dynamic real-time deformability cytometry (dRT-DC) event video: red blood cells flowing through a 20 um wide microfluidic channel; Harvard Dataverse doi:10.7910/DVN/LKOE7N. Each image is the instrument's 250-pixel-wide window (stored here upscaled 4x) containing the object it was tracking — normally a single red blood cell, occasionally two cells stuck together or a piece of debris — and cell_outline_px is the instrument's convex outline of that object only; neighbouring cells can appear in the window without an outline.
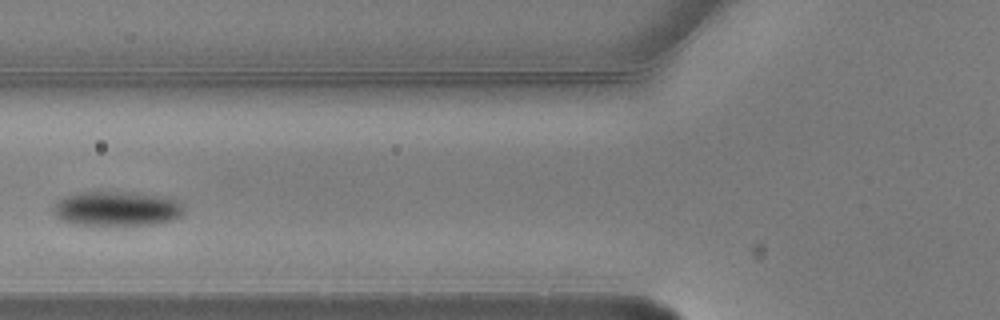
{"species": "common noctule bat (a hibernating species)", "species_latin": "Nyctalus noctula", "temperature_condition": "warm", "stored_images_in_passage": 8, "camera_frame_rate_fps": 3000, "um_per_image_px": 0.085, "animal": {"sex": "male", "body_mass_g": 20.5, "forearm_length_mm": 52.5}, "frame": {"image": 1, "passage_image": 3, "time_ms": 0.667, "image_size_px": [1000, 320], "cell_outline_px": [[184, 212], [180, 216], [172, 220], [156, 224], [108, 228], [92, 228], [72, 224], [56, 216], [52, 208], [64, 196], [76, 192], [132, 192], [168, 196], [180, 200], [184, 208]], "centroid_in_image_um": [9.95, 17.78], "position_along_channel_um": 115.8, "area_um2": 27.86}}
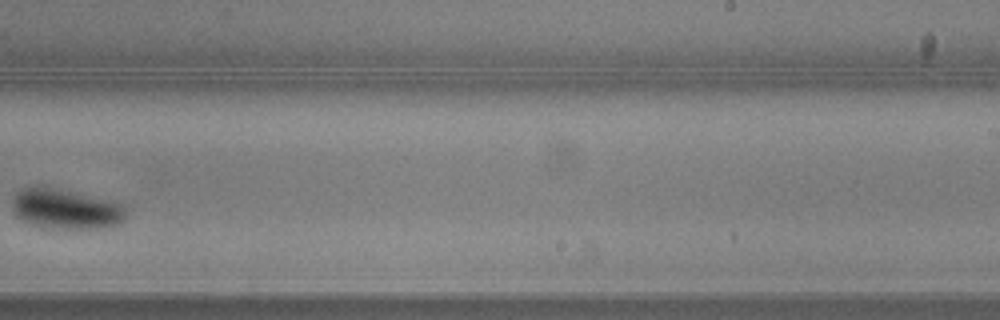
{"frame": {"image": 2, "passage_image": 7, "time_ms": 2.0, "image_size_px": [1000, 320], "cell_outline_px": [[124, 220], [116, 224], [96, 228], [48, 228], [24, 220], [12, 208], [12, 196], [20, 188], [28, 184], [40, 184], [60, 188], [116, 200], [124, 204]], "centroid_in_image_um": [5.57, 17.68], "position_along_channel_um": 283.4, "area_um2": 27.11}}
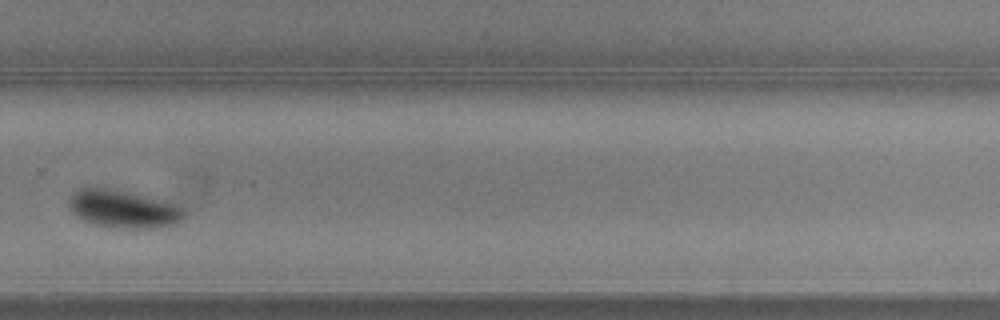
{"frame": {"image": 3, "passage_image": 8, "time_ms": 2.333, "image_size_px": [1000, 320], "cell_outline_px": [[184, 216], [176, 224], [152, 228], [124, 228], [96, 224], [84, 220], [76, 216], [72, 212], [68, 204], [68, 200], [80, 188], [104, 188], [128, 192], [176, 204], [184, 208]], "centroid_in_image_um": [10.49, 17.77], "position_along_channel_um": 319.3, "area_um2": 24.85}}